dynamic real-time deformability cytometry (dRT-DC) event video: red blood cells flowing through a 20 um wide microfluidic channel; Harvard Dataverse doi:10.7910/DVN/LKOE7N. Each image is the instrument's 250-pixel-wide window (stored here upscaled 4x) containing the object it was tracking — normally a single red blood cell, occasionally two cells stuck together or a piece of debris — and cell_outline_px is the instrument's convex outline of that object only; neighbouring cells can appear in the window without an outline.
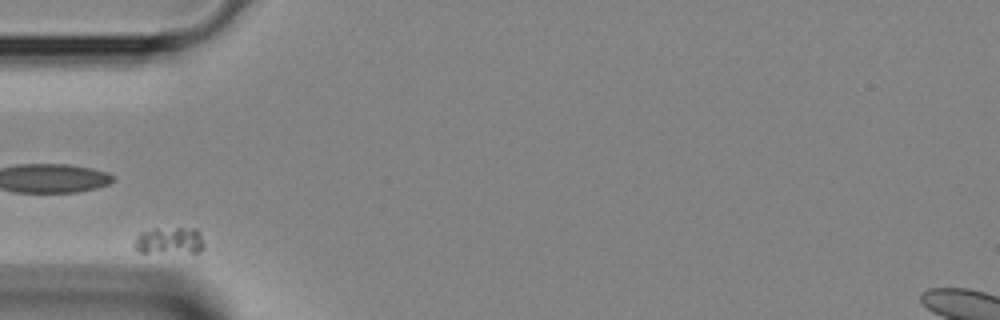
{"species": "Egyptian fruit bat (a non-hibernating species)", "species_latin": "Rousettus aegyptiacus", "temperature_condition": "room temperature", "stored_images_in_passage": 26, "camera_frame_rate_fps": 3000, "um_per_image_px": 0.085, "animal": {"sex": "female"}, "frame": {"image": 1, "passage_image": 1, "time_ms": 0.0, "image_size_px": [1000, 320], "cell_outline_px": [[204, 248], [200, 252], [140, 252], [136, 248], [136, 236], [140, 232], [152, 228], [196, 228], [200, 232], [204, 244]], "centroid_in_image_um": [14.44, 20.44], "position_along_channel_um": 70.6, "area_um2": 10.98}}
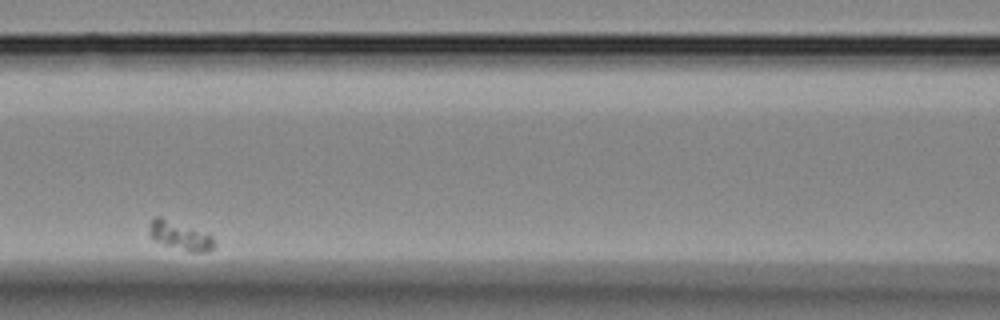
{"frame": {"image": 2, "passage_image": 8, "time_ms": 2.333, "image_size_px": [1000, 320], "cell_outline_px": [[216, 244], [208, 252], [188, 252], [152, 240], [148, 232], [152, 220], [156, 216], [160, 216], [208, 232], [212, 236]], "centroid_in_image_um": [15.33, 20.03], "position_along_channel_um": 151.3, "area_um2": 11.1}}
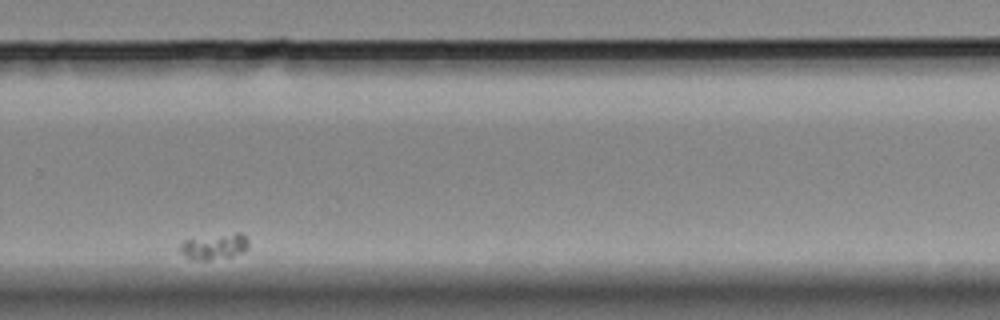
{"frame": {"image": 3, "passage_image": 22, "time_ms": 7.0, "image_size_px": [1000, 320], "cell_outline_px": [[248, 248], [244, 252], [232, 256], [208, 260], [188, 260], [180, 252], [180, 244], [184, 240], [236, 232], [240, 232], [248, 240]], "centroid_in_image_um": [18.21, 20.97], "position_along_channel_um": 311.6, "area_um2": 10.35}}